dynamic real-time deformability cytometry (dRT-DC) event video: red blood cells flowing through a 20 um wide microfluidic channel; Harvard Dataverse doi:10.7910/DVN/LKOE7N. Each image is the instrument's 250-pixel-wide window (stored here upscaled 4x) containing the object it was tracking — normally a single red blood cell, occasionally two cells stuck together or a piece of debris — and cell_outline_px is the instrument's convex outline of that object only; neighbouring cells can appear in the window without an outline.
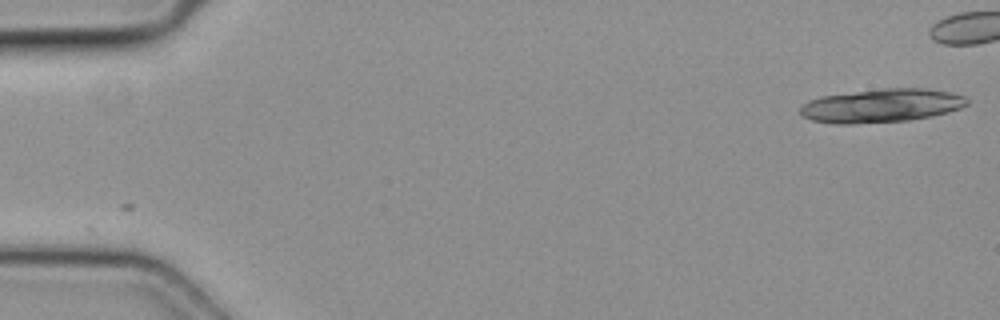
{"species": "common noctule bat (a hibernating species)", "species_latin": "Nyctalus noctula", "temperature_condition": "cold", "stored_images_in_passage": 2, "camera_frame_rate_fps": 3000, "um_per_image_px": 0.085, "animal": {"sex": "female", "body_mass_g": 19.3, "forearm_length_mm": 54.1}, "frame": {"image": 1, "passage_image": 2, "time_ms": 0.333, "image_size_px": [1000, 320], "cell_outline_px": [[968, 104], [960, 108], [948, 112], [932, 116], [908, 120], [852, 124], [836, 124], [812, 120], [800, 116], [800, 108], [808, 100], [820, 96], [884, 88], [928, 88], [952, 92], [964, 96], [968, 100]], "centroid_in_image_um": [74.92, 8.97], "position_along_channel_um": 10.1, "area_um2": 32.77}}